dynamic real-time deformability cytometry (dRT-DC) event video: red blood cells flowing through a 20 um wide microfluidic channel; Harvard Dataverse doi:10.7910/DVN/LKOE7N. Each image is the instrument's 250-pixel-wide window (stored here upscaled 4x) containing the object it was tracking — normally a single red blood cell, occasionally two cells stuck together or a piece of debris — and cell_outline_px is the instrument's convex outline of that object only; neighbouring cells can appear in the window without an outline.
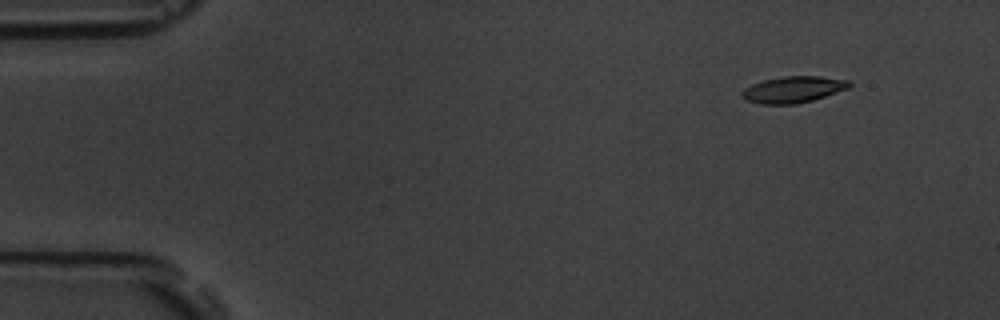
{"species": "common noctule bat (a hibernating species)", "species_latin": "Nyctalus noctula", "temperature_condition": "room temperature", "stored_images_in_passage": 5, "camera_frame_rate_fps": 3000, "um_per_image_px": 0.085, "animal": {"sex": "male", "body_mass_g": 19.5, "forearm_length_mm": 54.6}, "frame": {"image": 1, "passage_image": 2, "time_ms": 1.0, "image_size_px": [1000, 320], "cell_outline_px": [[852, 84], [848, 88], [812, 100], [796, 104], [760, 104], [744, 100], [740, 96], [740, 92], [744, 88], [752, 84], [764, 80], [784, 76], [820, 76], [848, 80]], "centroid_in_image_um": [67.36, 7.61], "position_along_channel_um": 17.6, "area_um2": 16.53}}
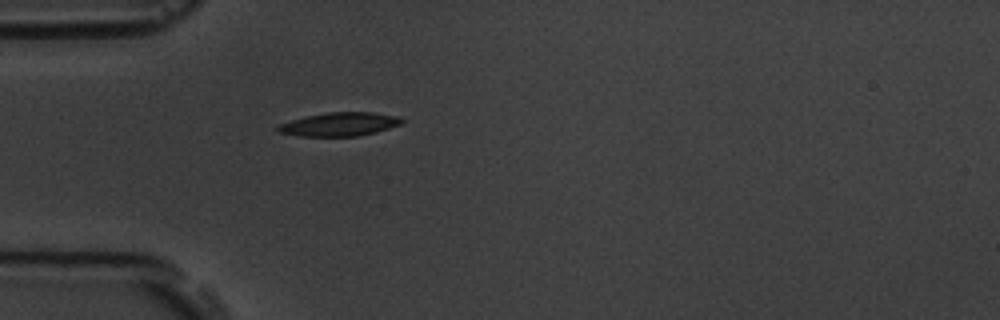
{"frame": {"image": 2, "passage_image": 5, "time_ms": 4.667, "image_size_px": [1000, 320], "cell_outline_px": [[404, 120], [400, 124], [376, 132], [356, 136], [300, 136], [280, 132], [276, 128], [280, 124], [292, 120], [308, 116], [328, 112], [372, 112], [400, 116]], "centroid_in_image_um": [28.9, 10.55], "position_along_channel_um": 56.1, "area_um2": 16.82}}